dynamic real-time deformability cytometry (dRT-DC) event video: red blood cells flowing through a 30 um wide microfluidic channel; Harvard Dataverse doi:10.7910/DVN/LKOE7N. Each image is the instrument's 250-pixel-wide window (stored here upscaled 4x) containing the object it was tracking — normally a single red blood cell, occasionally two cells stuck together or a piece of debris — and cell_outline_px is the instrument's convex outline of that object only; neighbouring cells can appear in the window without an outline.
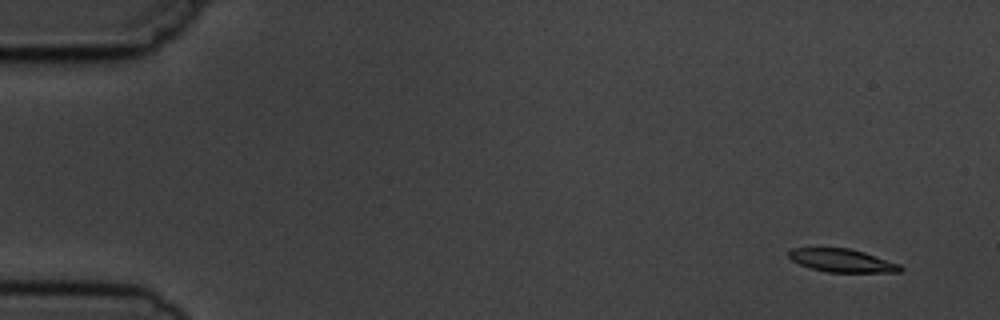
{"species": "common noctule bat (a hibernating species)", "species_latin": "Nyctalus noctula", "temperature_condition": "cold", "stored_images_in_passage": 4, "camera_frame_rate_fps": 3000, "um_per_image_px": 0.085, "animal": {"sex": "male", "body_mass_g": 19.5, "forearm_length_mm": 54.6}, "frame": {"image": 1, "passage_image": 1, "time_ms": 0.0, "image_size_px": [1000, 320], "cell_outline_px": [[904, 268], [900, 272], [828, 272], [812, 268], [800, 264], [792, 260], [788, 256], [788, 252], [792, 248], [848, 248], [864, 252], [900, 264]], "centroid_in_image_um": [71.59, 22.14], "position_along_channel_um": 13.4, "area_um2": 14.91}}